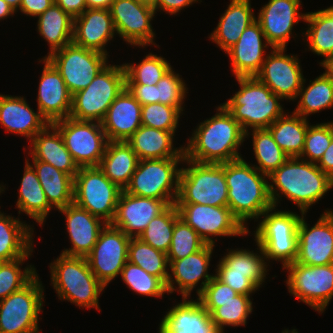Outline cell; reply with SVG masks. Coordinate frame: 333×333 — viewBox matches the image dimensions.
<instances>
[{
	"mask_svg": "<svg viewBox=\"0 0 333 333\" xmlns=\"http://www.w3.org/2000/svg\"><path fill=\"white\" fill-rule=\"evenodd\" d=\"M216 110L215 115L197 125L184 145L186 159L221 164L243 158L238 150L245 141V132L222 104Z\"/></svg>",
	"mask_w": 333,
	"mask_h": 333,
	"instance_id": "obj_1",
	"label": "cell"
},
{
	"mask_svg": "<svg viewBox=\"0 0 333 333\" xmlns=\"http://www.w3.org/2000/svg\"><path fill=\"white\" fill-rule=\"evenodd\" d=\"M268 179L271 180L268 183L273 207H278L283 195L299 207L301 214H307L333 187V180L316 163L299 157L288 158Z\"/></svg>",
	"mask_w": 333,
	"mask_h": 333,
	"instance_id": "obj_2",
	"label": "cell"
},
{
	"mask_svg": "<svg viewBox=\"0 0 333 333\" xmlns=\"http://www.w3.org/2000/svg\"><path fill=\"white\" fill-rule=\"evenodd\" d=\"M225 178L228 207L240 223L249 229L246 226L249 219L258 221L266 210L273 207L268 176L240 158L225 163Z\"/></svg>",
	"mask_w": 333,
	"mask_h": 333,
	"instance_id": "obj_3",
	"label": "cell"
},
{
	"mask_svg": "<svg viewBox=\"0 0 333 333\" xmlns=\"http://www.w3.org/2000/svg\"><path fill=\"white\" fill-rule=\"evenodd\" d=\"M240 89L222 105L246 133L253 129L268 128L285 111L283 99L261 83L256 77H237Z\"/></svg>",
	"mask_w": 333,
	"mask_h": 333,
	"instance_id": "obj_4",
	"label": "cell"
},
{
	"mask_svg": "<svg viewBox=\"0 0 333 333\" xmlns=\"http://www.w3.org/2000/svg\"><path fill=\"white\" fill-rule=\"evenodd\" d=\"M51 284L58 299L80 308H99V296L106 288L90 270L86 257L60 254L50 263Z\"/></svg>",
	"mask_w": 333,
	"mask_h": 333,
	"instance_id": "obj_5",
	"label": "cell"
},
{
	"mask_svg": "<svg viewBox=\"0 0 333 333\" xmlns=\"http://www.w3.org/2000/svg\"><path fill=\"white\" fill-rule=\"evenodd\" d=\"M179 176V191L175 204L228 206L225 163H198L184 159Z\"/></svg>",
	"mask_w": 333,
	"mask_h": 333,
	"instance_id": "obj_6",
	"label": "cell"
},
{
	"mask_svg": "<svg viewBox=\"0 0 333 333\" xmlns=\"http://www.w3.org/2000/svg\"><path fill=\"white\" fill-rule=\"evenodd\" d=\"M125 87L123 64H108L85 89L72 95L69 117L101 122L110 105Z\"/></svg>",
	"mask_w": 333,
	"mask_h": 333,
	"instance_id": "obj_7",
	"label": "cell"
},
{
	"mask_svg": "<svg viewBox=\"0 0 333 333\" xmlns=\"http://www.w3.org/2000/svg\"><path fill=\"white\" fill-rule=\"evenodd\" d=\"M185 158L139 160L125 192L135 196L163 200L168 206L175 204L179 191V164Z\"/></svg>",
	"mask_w": 333,
	"mask_h": 333,
	"instance_id": "obj_8",
	"label": "cell"
},
{
	"mask_svg": "<svg viewBox=\"0 0 333 333\" xmlns=\"http://www.w3.org/2000/svg\"><path fill=\"white\" fill-rule=\"evenodd\" d=\"M121 191L98 166L80 167L74 178L73 203L110 224Z\"/></svg>",
	"mask_w": 333,
	"mask_h": 333,
	"instance_id": "obj_9",
	"label": "cell"
},
{
	"mask_svg": "<svg viewBox=\"0 0 333 333\" xmlns=\"http://www.w3.org/2000/svg\"><path fill=\"white\" fill-rule=\"evenodd\" d=\"M44 287L38 274L22 289L0 301V333H40Z\"/></svg>",
	"mask_w": 333,
	"mask_h": 333,
	"instance_id": "obj_10",
	"label": "cell"
},
{
	"mask_svg": "<svg viewBox=\"0 0 333 333\" xmlns=\"http://www.w3.org/2000/svg\"><path fill=\"white\" fill-rule=\"evenodd\" d=\"M107 55L71 42L48 56L60 72L68 91L74 95L85 89L108 63Z\"/></svg>",
	"mask_w": 333,
	"mask_h": 333,
	"instance_id": "obj_11",
	"label": "cell"
},
{
	"mask_svg": "<svg viewBox=\"0 0 333 333\" xmlns=\"http://www.w3.org/2000/svg\"><path fill=\"white\" fill-rule=\"evenodd\" d=\"M288 292L322 314L333 297V264L309 266L297 262L286 265Z\"/></svg>",
	"mask_w": 333,
	"mask_h": 333,
	"instance_id": "obj_12",
	"label": "cell"
},
{
	"mask_svg": "<svg viewBox=\"0 0 333 333\" xmlns=\"http://www.w3.org/2000/svg\"><path fill=\"white\" fill-rule=\"evenodd\" d=\"M53 125L79 167L99 166L109 142L101 122L67 117Z\"/></svg>",
	"mask_w": 333,
	"mask_h": 333,
	"instance_id": "obj_13",
	"label": "cell"
},
{
	"mask_svg": "<svg viewBox=\"0 0 333 333\" xmlns=\"http://www.w3.org/2000/svg\"><path fill=\"white\" fill-rule=\"evenodd\" d=\"M176 206L180 218L192 227L207 244L215 245L216 239L213 237H244L248 233L250 234V231L240 223L228 206L204 204H176Z\"/></svg>",
	"mask_w": 333,
	"mask_h": 333,
	"instance_id": "obj_14",
	"label": "cell"
},
{
	"mask_svg": "<svg viewBox=\"0 0 333 333\" xmlns=\"http://www.w3.org/2000/svg\"><path fill=\"white\" fill-rule=\"evenodd\" d=\"M130 239L122 230L106 224L92 251L86 256L90 270L105 287L121 275L128 261Z\"/></svg>",
	"mask_w": 333,
	"mask_h": 333,
	"instance_id": "obj_15",
	"label": "cell"
},
{
	"mask_svg": "<svg viewBox=\"0 0 333 333\" xmlns=\"http://www.w3.org/2000/svg\"><path fill=\"white\" fill-rule=\"evenodd\" d=\"M117 35L132 46L144 48L156 45L152 21L155 18L153 6L138 0H114L110 8ZM152 20V21H151Z\"/></svg>",
	"mask_w": 333,
	"mask_h": 333,
	"instance_id": "obj_16",
	"label": "cell"
},
{
	"mask_svg": "<svg viewBox=\"0 0 333 333\" xmlns=\"http://www.w3.org/2000/svg\"><path fill=\"white\" fill-rule=\"evenodd\" d=\"M271 50L255 77L283 100L294 101L304 80L300 59L296 55H287L286 48Z\"/></svg>",
	"mask_w": 333,
	"mask_h": 333,
	"instance_id": "obj_17",
	"label": "cell"
},
{
	"mask_svg": "<svg viewBox=\"0 0 333 333\" xmlns=\"http://www.w3.org/2000/svg\"><path fill=\"white\" fill-rule=\"evenodd\" d=\"M305 217L303 213L298 224L295 262L309 266L333 264V210H325L311 228Z\"/></svg>",
	"mask_w": 333,
	"mask_h": 333,
	"instance_id": "obj_18",
	"label": "cell"
},
{
	"mask_svg": "<svg viewBox=\"0 0 333 333\" xmlns=\"http://www.w3.org/2000/svg\"><path fill=\"white\" fill-rule=\"evenodd\" d=\"M214 247L213 244H206L201 250L185 258L168 260L169 277L166 283L168 295L176 291L181 293L182 297L189 298L201 280L200 288L198 286L196 289L197 296L204 290L215 276L208 272Z\"/></svg>",
	"mask_w": 333,
	"mask_h": 333,
	"instance_id": "obj_19",
	"label": "cell"
},
{
	"mask_svg": "<svg viewBox=\"0 0 333 333\" xmlns=\"http://www.w3.org/2000/svg\"><path fill=\"white\" fill-rule=\"evenodd\" d=\"M301 0H269L259 10L256 20L272 48H286L291 39L293 28L305 20L301 13Z\"/></svg>",
	"mask_w": 333,
	"mask_h": 333,
	"instance_id": "obj_20",
	"label": "cell"
},
{
	"mask_svg": "<svg viewBox=\"0 0 333 333\" xmlns=\"http://www.w3.org/2000/svg\"><path fill=\"white\" fill-rule=\"evenodd\" d=\"M39 62L44 63V68L38 86L37 109L49 124H53L69 117L72 95L55 66L45 57Z\"/></svg>",
	"mask_w": 333,
	"mask_h": 333,
	"instance_id": "obj_21",
	"label": "cell"
},
{
	"mask_svg": "<svg viewBox=\"0 0 333 333\" xmlns=\"http://www.w3.org/2000/svg\"><path fill=\"white\" fill-rule=\"evenodd\" d=\"M167 207L163 200L135 196L122 190L115 217L110 224L131 238L139 237L150 221Z\"/></svg>",
	"mask_w": 333,
	"mask_h": 333,
	"instance_id": "obj_22",
	"label": "cell"
},
{
	"mask_svg": "<svg viewBox=\"0 0 333 333\" xmlns=\"http://www.w3.org/2000/svg\"><path fill=\"white\" fill-rule=\"evenodd\" d=\"M269 46L272 49L260 24L255 20L244 30L238 42L225 52L230 57L231 70L235 78L255 77L266 59L265 48Z\"/></svg>",
	"mask_w": 333,
	"mask_h": 333,
	"instance_id": "obj_23",
	"label": "cell"
},
{
	"mask_svg": "<svg viewBox=\"0 0 333 333\" xmlns=\"http://www.w3.org/2000/svg\"><path fill=\"white\" fill-rule=\"evenodd\" d=\"M58 211L66 217V230L72 244L71 248L62 250L61 254L86 257L92 251L100 231L107 223L75 203L60 208Z\"/></svg>",
	"mask_w": 333,
	"mask_h": 333,
	"instance_id": "obj_24",
	"label": "cell"
},
{
	"mask_svg": "<svg viewBox=\"0 0 333 333\" xmlns=\"http://www.w3.org/2000/svg\"><path fill=\"white\" fill-rule=\"evenodd\" d=\"M117 34L109 9H86L73 19L72 42L107 56V43Z\"/></svg>",
	"mask_w": 333,
	"mask_h": 333,
	"instance_id": "obj_25",
	"label": "cell"
},
{
	"mask_svg": "<svg viewBox=\"0 0 333 333\" xmlns=\"http://www.w3.org/2000/svg\"><path fill=\"white\" fill-rule=\"evenodd\" d=\"M142 105L125 87L101 121L108 141H126L142 125Z\"/></svg>",
	"mask_w": 333,
	"mask_h": 333,
	"instance_id": "obj_26",
	"label": "cell"
},
{
	"mask_svg": "<svg viewBox=\"0 0 333 333\" xmlns=\"http://www.w3.org/2000/svg\"><path fill=\"white\" fill-rule=\"evenodd\" d=\"M0 124L5 132L24 136L30 141L49 125L38 109L35 112L30 107L26 98L3 94H0Z\"/></svg>",
	"mask_w": 333,
	"mask_h": 333,
	"instance_id": "obj_27",
	"label": "cell"
},
{
	"mask_svg": "<svg viewBox=\"0 0 333 333\" xmlns=\"http://www.w3.org/2000/svg\"><path fill=\"white\" fill-rule=\"evenodd\" d=\"M182 297L162 318L158 333H219L199 300Z\"/></svg>",
	"mask_w": 333,
	"mask_h": 333,
	"instance_id": "obj_28",
	"label": "cell"
},
{
	"mask_svg": "<svg viewBox=\"0 0 333 333\" xmlns=\"http://www.w3.org/2000/svg\"><path fill=\"white\" fill-rule=\"evenodd\" d=\"M29 142L28 154L32 161L49 163L75 178L80 167L67 150L61 133L53 124H49Z\"/></svg>",
	"mask_w": 333,
	"mask_h": 333,
	"instance_id": "obj_29",
	"label": "cell"
},
{
	"mask_svg": "<svg viewBox=\"0 0 333 333\" xmlns=\"http://www.w3.org/2000/svg\"><path fill=\"white\" fill-rule=\"evenodd\" d=\"M251 0H230L209 39L226 52L236 44L244 30L256 20Z\"/></svg>",
	"mask_w": 333,
	"mask_h": 333,
	"instance_id": "obj_30",
	"label": "cell"
},
{
	"mask_svg": "<svg viewBox=\"0 0 333 333\" xmlns=\"http://www.w3.org/2000/svg\"><path fill=\"white\" fill-rule=\"evenodd\" d=\"M175 135L171 131L141 125L126 142L139 160L185 158L184 146L174 147Z\"/></svg>",
	"mask_w": 333,
	"mask_h": 333,
	"instance_id": "obj_31",
	"label": "cell"
},
{
	"mask_svg": "<svg viewBox=\"0 0 333 333\" xmlns=\"http://www.w3.org/2000/svg\"><path fill=\"white\" fill-rule=\"evenodd\" d=\"M31 226L0 211V262L22 258L34 247Z\"/></svg>",
	"mask_w": 333,
	"mask_h": 333,
	"instance_id": "obj_32",
	"label": "cell"
},
{
	"mask_svg": "<svg viewBox=\"0 0 333 333\" xmlns=\"http://www.w3.org/2000/svg\"><path fill=\"white\" fill-rule=\"evenodd\" d=\"M139 158L126 141H109L99 168L121 190L129 185Z\"/></svg>",
	"mask_w": 333,
	"mask_h": 333,
	"instance_id": "obj_33",
	"label": "cell"
},
{
	"mask_svg": "<svg viewBox=\"0 0 333 333\" xmlns=\"http://www.w3.org/2000/svg\"><path fill=\"white\" fill-rule=\"evenodd\" d=\"M16 208L19 209V215L24 212L41 226L53 208L46 198L36 171L26 160L19 186Z\"/></svg>",
	"mask_w": 333,
	"mask_h": 333,
	"instance_id": "obj_34",
	"label": "cell"
},
{
	"mask_svg": "<svg viewBox=\"0 0 333 333\" xmlns=\"http://www.w3.org/2000/svg\"><path fill=\"white\" fill-rule=\"evenodd\" d=\"M36 171L49 204L56 210L73 203L74 178L43 161L29 162Z\"/></svg>",
	"mask_w": 333,
	"mask_h": 333,
	"instance_id": "obj_35",
	"label": "cell"
},
{
	"mask_svg": "<svg viewBox=\"0 0 333 333\" xmlns=\"http://www.w3.org/2000/svg\"><path fill=\"white\" fill-rule=\"evenodd\" d=\"M309 126L308 119L292 112H285L267 129L273 140L290 157H300L304 149L305 137Z\"/></svg>",
	"mask_w": 333,
	"mask_h": 333,
	"instance_id": "obj_36",
	"label": "cell"
},
{
	"mask_svg": "<svg viewBox=\"0 0 333 333\" xmlns=\"http://www.w3.org/2000/svg\"><path fill=\"white\" fill-rule=\"evenodd\" d=\"M250 295L238 294L227 301H199L211 316L219 333H224L225 326H245L253 312ZM250 314V315H249Z\"/></svg>",
	"mask_w": 333,
	"mask_h": 333,
	"instance_id": "obj_37",
	"label": "cell"
},
{
	"mask_svg": "<svg viewBox=\"0 0 333 333\" xmlns=\"http://www.w3.org/2000/svg\"><path fill=\"white\" fill-rule=\"evenodd\" d=\"M37 17L38 33L49 44L47 56L72 42L73 18L56 3Z\"/></svg>",
	"mask_w": 333,
	"mask_h": 333,
	"instance_id": "obj_38",
	"label": "cell"
},
{
	"mask_svg": "<svg viewBox=\"0 0 333 333\" xmlns=\"http://www.w3.org/2000/svg\"><path fill=\"white\" fill-rule=\"evenodd\" d=\"M304 22L308 27L302 35L307 38L308 51L324 58L333 54V14L327 8L306 12Z\"/></svg>",
	"mask_w": 333,
	"mask_h": 333,
	"instance_id": "obj_39",
	"label": "cell"
},
{
	"mask_svg": "<svg viewBox=\"0 0 333 333\" xmlns=\"http://www.w3.org/2000/svg\"><path fill=\"white\" fill-rule=\"evenodd\" d=\"M304 78L298 98L300 99L294 113L308 119L311 114L319 113L323 109L333 108V81L324 74L319 75L305 88ZM301 96V97H300Z\"/></svg>",
	"mask_w": 333,
	"mask_h": 333,
	"instance_id": "obj_40",
	"label": "cell"
},
{
	"mask_svg": "<svg viewBox=\"0 0 333 333\" xmlns=\"http://www.w3.org/2000/svg\"><path fill=\"white\" fill-rule=\"evenodd\" d=\"M252 132V134H250ZM245 133L248 139L252 135L253 152L257 164H252L261 173L269 176L274 170L278 169L289 157L273 140L271 132L267 128L253 129Z\"/></svg>",
	"mask_w": 333,
	"mask_h": 333,
	"instance_id": "obj_41",
	"label": "cell"
},
{
	"mask_svg": "<svg viewBox=\"0 0 333 333\" xmlns=\"http://www.w3.org/2000/svg\"><path fill=\"white\" fill-rule=\"evenodd\" d=\"M128 261L167 283L169 277L167 254L155 249L138 237L130 239Z\"/></svg>",
	"mask_w": 333,
	"mask_h": 333,
	"instance_id": "obj_42",
	"label": "cell"
},
{
	"mask_svg": "<svg viewBox=\"0 0 333 333\" xmlns=\"http://www.w3.org/2000/svg\"><path fill=\"white\" fill-rule=\"evenodd\" d=\"M126 85H156L172 67L162 56L149 53L138 64L124 63Z\"/></svg>",
	"mask_w": 333,
	"mask_h": 333,
	"instance_id": "obj_43",
	"label": "cell"
},
{
	"mask_svg": "<svg viewBox=\"0 0 333 333\" xmlns=\"http://www.w3.org/2000/svg\"><path fill=\"white\" fill-rule=\"evenodd\" d=\"M179 217L176 204L169 205L161 214L153 218L139 239L164 253L169 252L175 221Z\"/></svg>",
	"mask_w": 333,
	"mask_h": 333,
	"instance_id": "obj_44",
	"label": "cell"
},
{
	"mask_svg": "<svg viewBox=\"0 0 333 333\" xmlns=\"http://www.w3.org/2000/svg\"><path fill=\"white\" fill-rule=\"evenodd\" d=\"M256 245L259 250L257 253L249 249H230L220 260L230 269V272L252 273L263 284L270 265L266 262L267 258L262 248L257 243Z\"/></svg>",
	"mask_w": 333,
	"mask_h": 333,
	"instance_id": "obj_45",
	"label": "cell"
},
{
	"mask_svg": "<svg viewBox=\"0 0 333 333\" xmlns=\"http://www.w3.org/2000/svg\"><path fill=\"white\" fill-rule=\"evenodd\" d=\"M33 250L32 248L22 258L0 262V301L22 289L37 275L34 265L26 266L23 271L20 267L29 256L31 257Z\"/></svg>",
	"mask_w": 333,
	"mask_h": 333,
	"instance_id": "obj_46",
	"label": "cell"
},
{
	"mask_svg": "<svg viewBox=\"0 0 333 333\" xmlns=\"http://www.w3.org/2000/svg\"><path fill=\"white\" fill-rule=\"evenodd\" d=\"M272 207L266 210L260 218L256 227L254 236H281V235H298V224L302 217L292 211L278 210Z\"/></svg>",
	"mask_w": 333,
	"mask_h": 333,
	"instance_id": "obj_47",
	"label": "cell"
},
{
	"mask_svg": "<svg viewBox=\"0 0 333 333\" xmlns=\"http://www.w3.org/2000/svg\"><path fill=\"white\" fill-rule=\"evenodd\" d=\"M120 276L127 288L139 295L162 299L165 293L168 294L166 283L161 278L150 275L129 261L124 265Z\"/></svg>",
	"mask_w": 333,
	"mask_h": 333,
	"instance_id": "obj_48",
	"label": "cell"
},
{
	"mask_svg": "<svg viewBox=\"0 0 333 333\" xmlns=\"http://www.w3.org/2000/svg\"><path fill=\"white\" fill-rule=\"evenodd\" d=\"M254 241L262 248L267 261H280L283 268L295 262L297 257L298 235L254 236Z\"/></svg>",
	"mask_w": 333,
	"mask_h": 333,
	"instance_id": "obj_49",
	"label": "cell"
},
{
	"mask_svg": "<svg viewBox=\"0 0 333 333\" xmlns=\"http://www.w3.org/2000/svg\"><path fill=\"white\" fill-rule=\"evenodd\" d=\"M207 243L180 216L175 221L168 260H178L201 250Z\"/></svg>",
	"mask_w": 333,
	"mask_h": 333,
	"instance_id": "obj_50",
	"label": "cell"
},
{
	"mask_svg": "<svg viewBox=\"0 0 333 333\" xmlns=\"http://www.w3.org/2000/svg\"><path fill=\"white\" fill-rule=\"evenodd\" d=\"M333 138V121L308 126L303 152L299 158L318 163ZM306 157V158H305Z\"/></svg>",
	"mask_w": 333,
	"mask_h": 333,
	"instance_id": "obj_51",
	"label": "cell"
},
{
	"mask_svg": "<svg viewBox=\"0 0 333 333\" xmlns=\"http://www.w3.org/2000/svg\"><path fill=\"white\" fill-rule=\"evenodd\" d=\"M187 90L183 78L171 68L156 84L157 103L172 106L182 114Z\"/></svg>",
	"mask_w": 333,
	"mask_h": 333,
	"instance_id": "obj_52",
	"label": "cell"
},
{
	"mask_svg": "<svg viewBox=\"0 0 333 333\" xmlns=\"http://www.w3.org/2000/svg\"><path fill=\"white\" fill-rule=\"evenodd\" d=\"M181 113L174 107L151 103L142 106L141 123L143 126L153 127L175 134Z\"/></svg>",
	"mask_w": 333,
	"mask_h": 333,
	"instance_id": "obj_53",
	"label": "cell"
},
{
	"mask_svg": "<svg viewBox=\"0 0 333 333\" xmlns=\"http://www.w3.org/2000/svg\"><path fill=\"white\" fill-rule=\"evenodd\" d=\"M216 267L215 276L238 294L252 295L263 286L252 273L230 272V269L221 260Z\"/></svg>",
	"mask_w": 333,
	"mask_h": 333,
	"instance_id": "obj_54",
	"label": "cell"
},
{
	"mask_svg": "<svg viewBox=\"0 0 333 333\" xmlns=\"http://www.w3.org/2000/svg\"><path fill=\"white\" fill-rule=\"evenodd\" d=\"M237 295L238 293L235 290L214 276L197 299L199 301H227L232 300Z\"/></svg>",
	"mask_w": 333,
	"mask_h": 333,
	"instance_id": "obj_55",
	"label": "cell"
},
{
	"mask_svg": "<svg viewBox=\"0 0 333 333\" xmlns=\"http://www.w3.org/2000/svg\"><path fill=\"white\" fill-rule=\"evenodd\" d=\"M126 88L142 106L157 103L156 85H126Z\"/></svg>",
	"mask_w": 333,
	"mask_h": 333,
	"instance_id": "obj_56",
	"label": "cell"
},
{
	"mask_svg": "<svg viewBox=\"0 0 333 333\" xmlns=\"http://www.w3.org/2000/svg\"><path fill=\"white\" fill-rule=\"evenodd\" d=\"M199 0H157L156 4L153 6L155 12L161 10L169 15H177L184 8L192 6L193 3Z\"/></svg>",
	"mask_w": 333,
	"mask_h": 333,
	"instance_id": "obj_57",
	"label": "cell"
},
{
	"mask_svg": "<svg viewBox=\"0 0 333 333\" xmlns=\"http://www.w3.org/2000/svg\"><path fill=\"white\" fill-rule=\"evenodd\" d=\"M55 4V0H22L20 12L27 16L36 17Z\"/></svg>",
	"mask_w": 333,
	"mask_h": 333,
	"instance_id": "obj_58",
	"label": "cell"
},
{
	"mask_svg": "<svg viewBox=\"0 0 333 333\" xmlns=\"http://www.w3.org/2000/svg\"><path fill=\"white\" fill-rule=\"evenodd\" d=\"M55 3L73 19L87 9L86 0H55Z\"/></svg>",
	"mask_w": 333,
	"mask_h": 333,
	"instance_id": "obj_59",
	"label": "cell"
},
{
	"mask_svg": "<svg viewBox=\"0 0 333 333\" xmlns=\"http://www.w3.org/2000/svg\"><path fill=\"white\" fill-rule=\"evenodd\" d=\"M317 166L333 180V138Z\"/></svg>",
	"mask_w": 333,
	"mask_h": 333,
	"instance_id": "obj_60",
	"label": "cell"
},
{
	"mask_svg": "<svg viewBox=\"0 0 333 333\" xmlns=\"http://www.w3.org/2000/svg\"><path fill=\"white\" fill-rule=\"evenodd\" d=\"M320 65L323 67L325 72L323 74L333 81V54L328 55L327 57L321 60Z\"/></svg>",
	"mask_w": 333,
	"mask_h": 333,
	"instance_id": "obj_61",
	"label": "cell"
},
{
	"mask_svg": "<svg viewBox=\"0 0 333 333\" xmlns=\"http://www.w3.org/2000/svg\"><path fill=\"white\" fill-rule=\"evenodd\" d=\"M114 0H86L87 9H109Z\"/></svg>",
	"mask_w": 333,
	"mask_h": 333,
	"instance_id": "obj_62",
	"label": "cell"
},
{
	"mask_svg": "<svg viewBox=\"0 0 333 333\" xmlns=\"http://www.w3.org/2000/svg\"><path fill=\"white\" fill-rule=\"evenodd\" d=\"M14 13L16 12L4 0H0V20L13 17Z\"/></svg>",
	"mask_w": 333,
	"mask_h": 333,
	"instance_id": "obj_63",
	"label": "cell"
},
{
	"mask_svg": "<svg viewBox=\"0 0 333 333\" xmlns=\"http://www.w3.org/2000/svg\"><path fill=\"white\" fill-rule=\"evenodd\" d=\"M15 12H18L22 0H4Z\"/></svg>",
	"mask_w": 333,
	"mask_h": 333,
	"instance_id": "obj_64",
	"label": "cell"
},
{
	"mask_svg": "<svg viewBox=\"0 0 333 333\" xmlns=\"http://www.w3.org/2000/svg\"><path fill=\"white\" fill-rule=\"evenodd\" d=\"M138 1H140L142 3H145V4H148L150 6H154L156 4L157 0H138Z\"/></svg>",
	"mask_w": 333,
	"mask_h": 333,
	"instance_id": "obj_65",
	"label": "cell"
},
{
	"mask_svg": "<svg viewBox=\"0 0 333 333\" xmlns=\"http://www.w3.org/2000/svg\"><path fill=\"white\" fill-rule=\"evenodd\" d=\"M5 189H6L5 186H3V185L0 184V195H1V193L4 192ZM2 191H3V192H2Z\"/></svg>",
	"mask_w": 333,
	"mask_h": 333,
	"instance_id": "obj_66",
	"label": "cell"
},
{
	"mask_svg": "<svg viewBox=\"0 0 333 333\" xmlns=\"http://www.w3.org/2000/svg\"><path fill=\"white\" fill-rule=\"evenodd\" d=\"M333 14V5L327 8Z\"/></svg>",
	"mask_w": 333,
	"mask_h": 333,
	"instance_id": "obj_67",
	"label": "cell"
}]
</instances>
